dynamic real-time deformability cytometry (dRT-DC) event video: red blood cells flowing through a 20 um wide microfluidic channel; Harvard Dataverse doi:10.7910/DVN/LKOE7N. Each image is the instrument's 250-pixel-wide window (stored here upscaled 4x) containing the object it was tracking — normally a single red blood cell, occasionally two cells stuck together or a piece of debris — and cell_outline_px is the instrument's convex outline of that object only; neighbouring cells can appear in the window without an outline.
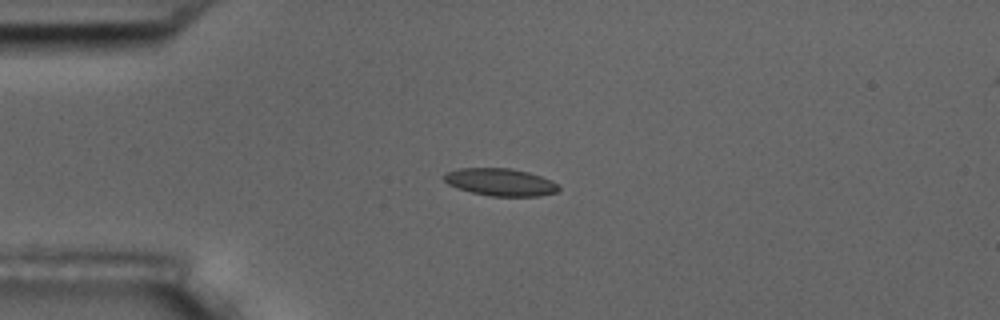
{"species": "common noctule bat (a hibernating species)", "species_latin": "Nyctalus noctula", "temperature_condition": "room temperature", "stored_images_in_passage": 6, "camera_frame_rate_fps": 3000, "um_per_image_px": 0.085, "animal": {"sex": "male", "body_mass_g": 17.5, "forearm_length_mm": 52.3}, "frame": {"image": 1, "passage_image": 3, "time_ms": 2.333, "image_size_px": [1000, 320], "cell_outline_px": [[560, 188], [556, 192], [540, 196], [492, 196], [472, 192], [456, 188], [448, 184], [444, 180], [444, 172], [460, 168], [512, 168], [528, 172], [552, 180], [560, 184]], "centroid_in_image_um": [42.54, 15.47], "position_along_channel_um": 42.5, "area_um2": 18.44}}